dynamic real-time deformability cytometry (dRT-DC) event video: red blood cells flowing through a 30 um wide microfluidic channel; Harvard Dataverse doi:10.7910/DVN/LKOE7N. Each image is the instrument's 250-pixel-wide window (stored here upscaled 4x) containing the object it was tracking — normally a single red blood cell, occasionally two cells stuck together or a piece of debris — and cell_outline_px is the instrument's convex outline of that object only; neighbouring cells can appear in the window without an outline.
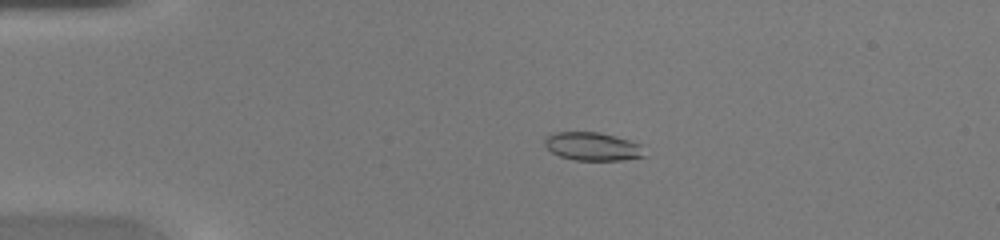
{"species": "common noctule bat (a hibernating species)", "species_latin": "Nyctalus noctula", "temperature_condition": "warm", "stored_images_in_passage": 43, "camera_frame_rate_fps": 3000, "um_per_image_px": 0.085, "animal": {"sex": "female", "body_mass_g": 20.0, "forearm_length_mm": 54.0}, "frame": {"image": 1, "passage_image": 5, "time_ms": 1.333, "image_size_px": [1000, 240], "cell_outline_px": [[648, 156], [624, 160], [576, 160], [560, 156], [552, 152], [544, 144], [544, 136], [552, 132], [600, 132], [628, 140], [640, 144]], "centroid_in_image_um": [50.37, 12.44], "position_along_channel_um": 34.6, "area_um2": 16.59}}
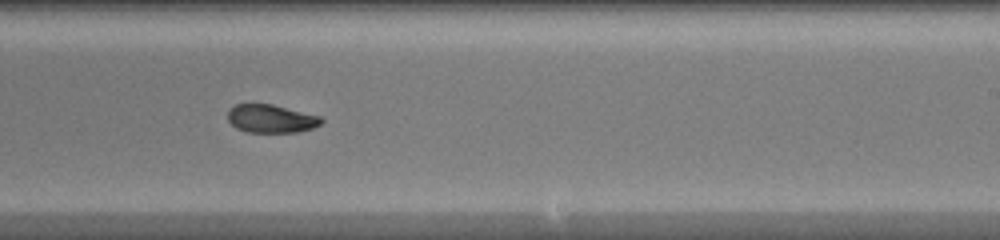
{"frame": {"image": 2, "passage_image": 25, "time_ms": 8.0, "image_size_px": [1000, 240], "cell_outline_px": [[324, 120], [320, 124], [312, 128], [300, 132], [248, 132], [236, 128], [228, 120], [228, 108], [236, 104], [272, 104], [320, 116]], "centroid_in_image_um": [23.03, 10.08], "position_along_channel_um": 266.0, "area_um2": 15.37}}
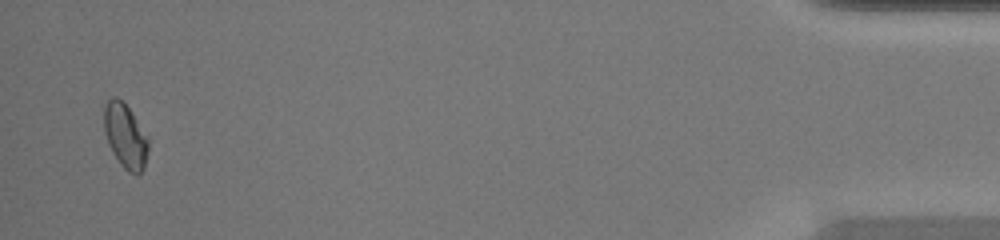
{"frame": {"image": 3, "passage_image": 42, "time_ms": 13.667, "image_size_px": [1000, 240], "cell_outline_px": [[148, 152], [144, 168], [140, 172], [128, 172], [120, 164], [112, 152], [108, 144], [104, 132], [104, 104], [112, 96], [116, 96], [128, 108], [148, 136]], "centroid_in_image_um": [10.64, 11.55], "position_along_channel_um": 424.6, "area_um2": 16.53}, "authors_computed_cell_mechanics": {"area_um2": 16.5308, "velocity_mm_per_s": 4.2442, "shape_relaxation_time_tau1_ms": null, "shape_relaxation_time_tau2_ms": 1.6601, "deformation_change_tau1": null, "deformation_change_tau2": 0.0448}}